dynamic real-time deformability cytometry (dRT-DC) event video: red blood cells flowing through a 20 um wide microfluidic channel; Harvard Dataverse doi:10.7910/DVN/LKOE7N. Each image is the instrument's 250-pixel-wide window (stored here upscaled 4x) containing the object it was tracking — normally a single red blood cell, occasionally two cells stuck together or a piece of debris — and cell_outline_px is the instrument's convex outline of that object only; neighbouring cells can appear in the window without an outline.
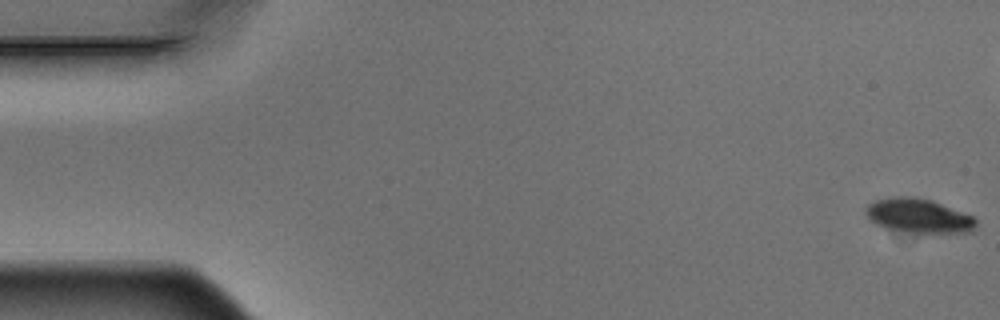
{"species": "Egyptian fruit bat (a non-hibernating species)", "species_latin": "Rousettus aegyptiacus", "temperature_condition": "warm", "stored_images_in_passage": 6, "camera_frame_rate_fps": 3000, "um_per_image_px": 0.085, "animal": {"sex": "male"}, "frame": {"image": 1, "passage_image": 1, "time_ms": 0.0, "image_size_px": [1000, 320], "cell_outline_px": [[976, 224], [972, 232], [916, 232], [884, 228], [876, 224], [864, 212], [864, 208], [868, 204], [876, 200], [896, 196], [912, 196], [932, 200], [972, 216], [976, 220]], "centroid_in_image_um": [78.05, 18.32], "position_along_channel_um": 6.9, "area_um2": 21.68}}